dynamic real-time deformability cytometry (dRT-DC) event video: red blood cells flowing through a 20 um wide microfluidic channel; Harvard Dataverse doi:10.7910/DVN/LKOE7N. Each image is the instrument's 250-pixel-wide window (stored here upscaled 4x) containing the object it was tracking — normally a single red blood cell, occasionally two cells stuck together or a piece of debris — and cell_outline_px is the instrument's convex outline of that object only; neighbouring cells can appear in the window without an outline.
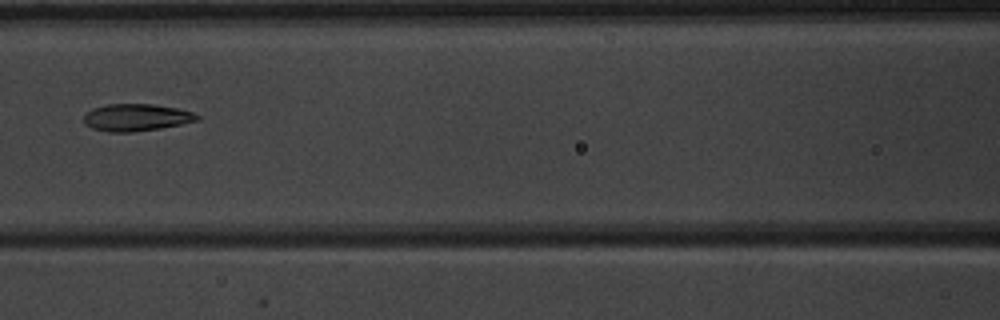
{"species": "common noctule bat (a hibernating species)", "species_latin": "Nyctalus noctula", "temperature_condition": "warm", "stored_images_in_passage": 3, "camera_frame_rate_fps": 3000, "um_per_image_px": 0.085, "animal": {"sex": "male", "body_mass_g": 20.1, "forearm_length_mm": 53.5}, "frame": {"image": 1, "passage_image": 3, "time_ms": 2.333, "image_size_px": [1000, 320], "cell_outline_px": [[200, 120], [160, 128], [132, 132], [108, 132], [92, 128], [84, 124], [84, 116], [92, 108], [104, 104], [152, 104], [176, 108], [192, 112], [200, 116]], "centroid_in_image_um": [11.56, 9.98], "position_along_channel_um": 155.0, "area_um2": 17.92}}